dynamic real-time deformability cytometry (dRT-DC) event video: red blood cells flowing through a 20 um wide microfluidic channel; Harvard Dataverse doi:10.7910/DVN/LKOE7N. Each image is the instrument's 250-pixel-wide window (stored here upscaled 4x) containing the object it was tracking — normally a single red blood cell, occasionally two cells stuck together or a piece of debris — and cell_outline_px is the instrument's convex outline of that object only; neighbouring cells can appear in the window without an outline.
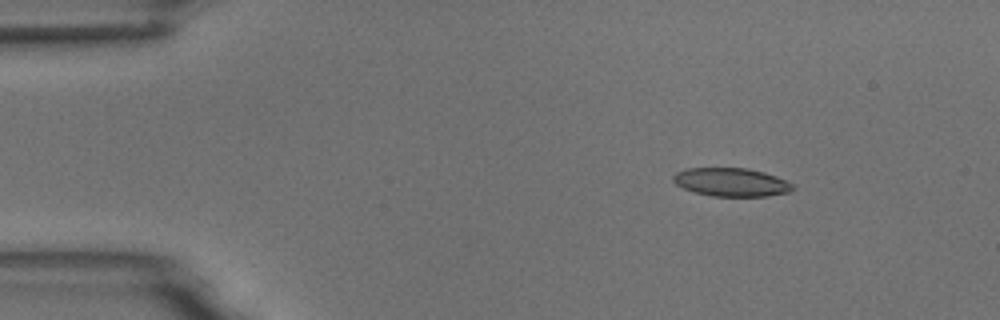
{"species": "common noctule bat (a hibernating species)", "species_latin": "Nyctalus noctula", "temperature_condition": "room temperature", "stored_images_in_passage": 5, "camera_frame_rate_fps": 3000, "um_per_image_px": 0.085, "animal": {"sex": "male", "body_mass_g": 18.8}, "frame": {"image": 1, "passage_image": 2, "time_ms": 2.0, "image_size_px": [1000, 320], "cell_outline_px": [[792, 188], [788, 192], [768, 196], [712, 196], [696, 192], [684, 188], [676, 184], [672, 180], [672, 176], [676, 172], [688, 168], [748, 168], [764, 172], [776, 176], [792, 184]], "centroid_in_image_um": [62.13, 15.48], "position_along_channel_um": 22.9, "area_um2": 19.59}}
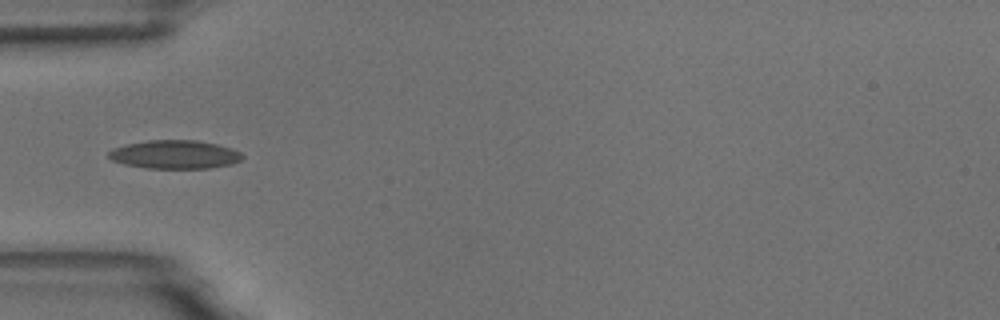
{"frame": {"image": 2, "passage_image": 5, "time_ms": 5.333, "image_size_px": [1000, 320], "cell_outline_px": [[244, 156], [240, 160], [232, 164], [208, 168], [144, 168], [124, 164], [112, 160], [108, 156], [108, 152], [112, 148], [128, 144], [148, 140], [196, 140], [216, 144], [232, 148], [240, 152]], "centroid_in_image_um": [14.85, 13.13], "position_along_channel_um": 70.1, "area_um2": 22.2}}